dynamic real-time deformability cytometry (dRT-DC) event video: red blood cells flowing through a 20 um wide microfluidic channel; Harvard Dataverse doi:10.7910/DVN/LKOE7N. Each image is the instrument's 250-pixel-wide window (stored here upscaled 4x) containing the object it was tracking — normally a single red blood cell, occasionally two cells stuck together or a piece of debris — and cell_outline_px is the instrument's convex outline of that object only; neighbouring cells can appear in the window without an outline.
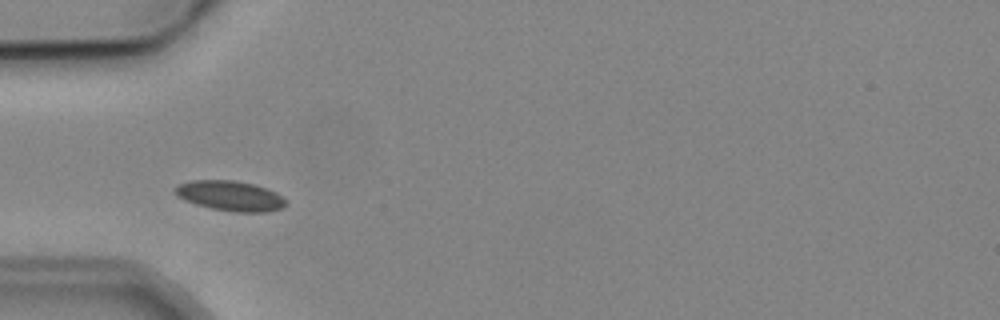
{"species": "common noctule bat (a hibernating species)", "species_latin": "Nyctalus noctula", "temperature_condition": "cold", "stored_images_in_passage": 2, "camera_frame_rate_fps": 3000, "um_per_image_px": 0.085, "animal": {"sex": "male", "body_mass_g": 19.2, "forearm_length_mm": 51.8}, "frame": {"image": 1, "passage_image": 2, "time_ms": 1.333, "image_size_px": [1000, 320], "cell_outline_px": [[288, 204], [280, 208], [268, 212], [236, 212], [212, 208], [196, 204], [184, 200], [176, 196], [172, 192], [172, 188], [176, 184], [192, 180], [232, 180], [252, 184], [276, 192]], "centroid_in_image_um": [19.48, 16.64], "position_along_channel_um": 65.5, "area_um2": 19.42}}